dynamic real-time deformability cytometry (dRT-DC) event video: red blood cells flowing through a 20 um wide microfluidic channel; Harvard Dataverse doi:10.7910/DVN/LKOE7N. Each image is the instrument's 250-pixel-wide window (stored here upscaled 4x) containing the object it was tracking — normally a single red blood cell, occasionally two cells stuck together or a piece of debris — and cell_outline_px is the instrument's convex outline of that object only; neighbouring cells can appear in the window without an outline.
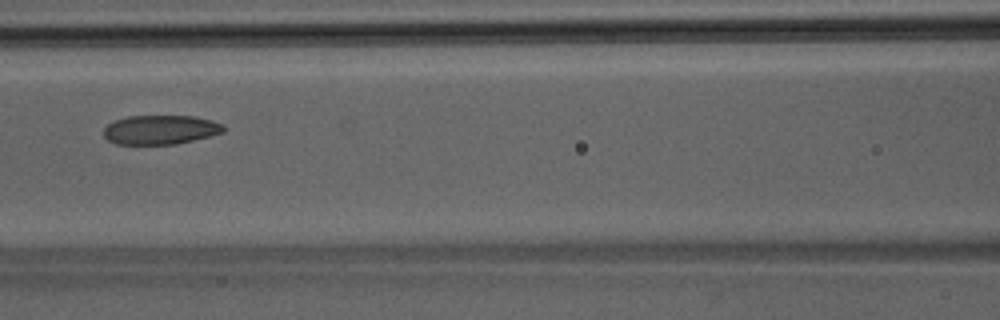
{"species": "Egyptian fruit bat (a non-hibernating species)", "species_latin": "Rousettus aegyptiacus", "temperature_condition": "room temperature", "stored_images_in_passage": 30, "camera_frame_rate_fps": 3000, "um_per_image_px": 0.085, "animal": {"sex": "male"}, "frame": {"image": 1, "passage_image": 9, "time_ms": 2.667, "image_size_px": [1000, 320], "cell_outline_px": [[224, 132], [176, 144], [116, 144], [108, 140], [104, 136], [104, 128], [108, 124], [116, 120], [128, 116], [192, 116], [212, 120], [224, 124]], "centroid_in_image_um": [13.63, 11.02], "position_along_channel_um": 153.0, "area_um2": 20.29}}
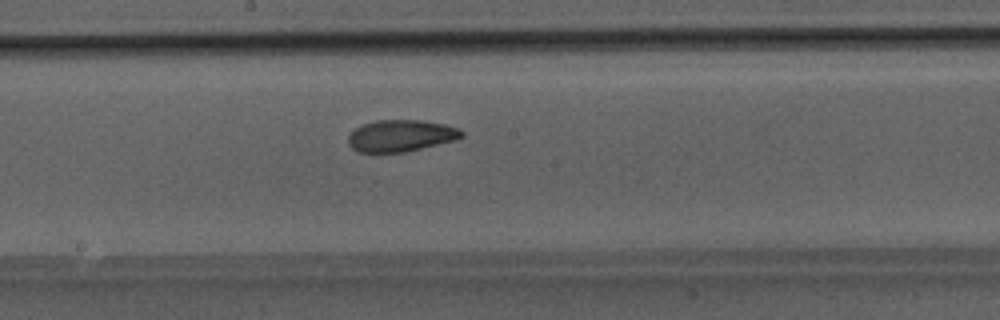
{"frame": {"image": 2, "passage_image": 13, "time_ms": 4.0, "image_size_px": [1000, 320], "cell_outline_px": [[464, 136], [456, 140], [404, 152], [356, 152], [348, 144], [348, 136], [356, 128], [364, 124], [376, 120], [420, 120], [444, 124], [456, 128], [464, 132]], "centroid_in_image_um": [34.06, 11.54], "position_along_channel_um": 214.1, "area_um2": 20.87}}
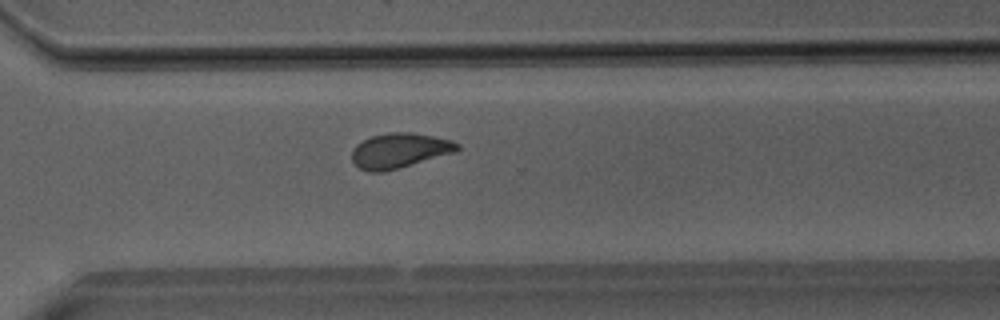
{"frame": {"image": 3, "passage_image": 21, "time_ms": 6.667, "image_size_px": [1000, 320], "cell_outline_px": [[460, 148], [456, 152], [400, 168], [384, 172], [368, 172], [360, 168], [352, 160], [352, 148], [356, 144], [372, 136], [392, 132], [412, 132], [452, 140], [460, 144]], "centroid_in_image_um": [33.97, 12.8], "position_along_channel_um": 336.6, "area_um2": 21.56}}